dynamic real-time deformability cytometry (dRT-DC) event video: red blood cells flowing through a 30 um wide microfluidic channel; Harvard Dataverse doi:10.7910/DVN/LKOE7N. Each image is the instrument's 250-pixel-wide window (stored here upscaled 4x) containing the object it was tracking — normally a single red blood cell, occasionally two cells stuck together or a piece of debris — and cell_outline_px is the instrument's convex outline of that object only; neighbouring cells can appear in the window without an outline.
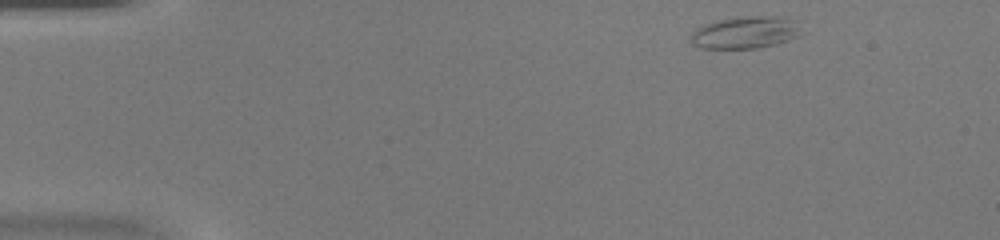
{"species": "common noctule bat (a hibernating species)", "species_latin": "Nyctalus noctula", "temperature_condition": "warm", "stored_images_in_passage": 41, "camera_frame_rate_fps": 3000, "um_per_image_px": 0.085, "animal": {"sex": "female", "body_mass_g": 20.0, "forearm_length_mm": 54.0}, "frame": {"image": 1, "passage_image": 1, "time_ms": 0.0, "image_size_px": [1000, 240], "cell_outline_px": [[808, 32], [800, 36], [776, 44], [760, 48], [700, 48], [692, 44], [692, 32], [696, 28], [704, 24], [736, 16], [780, 16], [800, 20]], "centroid_in_image_um": [63.52, 2.74], "position_along_channel_um": 21.5, "area_um2": 21.5}}
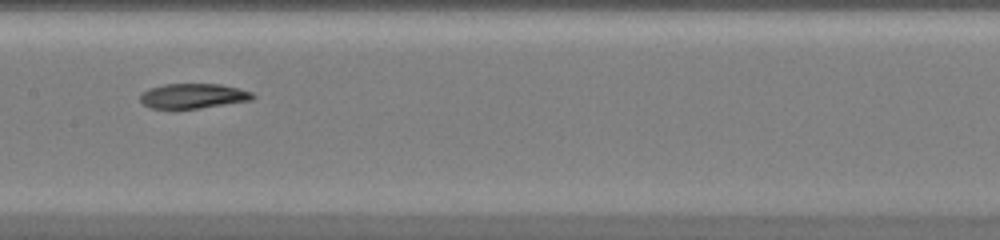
{"frame": {"image": 2, "passage_image": 19, "time_ms": 6.0, "image_size_px": [1000, 240], "cell_outline_px": [[256, 96], [252, 100], [200, 108], [152, 108], [144, 104], [140, 100], [140, 92], [148, 88], [164, 84], [220, 84], [252, 92]], "centroid_in_image_um": [16.4, 8.15], "position_along_channel_um": 191.0, "area_um2": 16.24}}
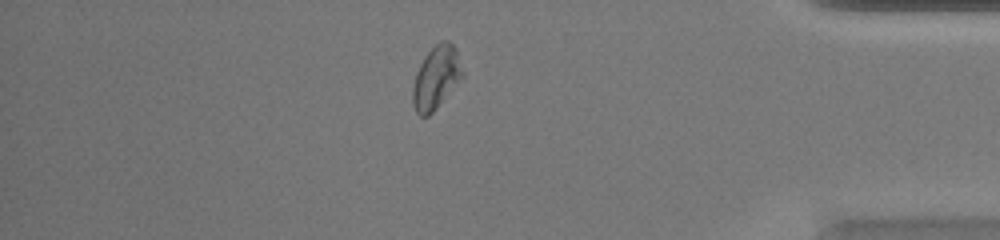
{"frame": {"image": 3, "passage_image": 35, "time_ms": 11.333, "image_size_px": [1000, 240], "cell_outline_px": [[464, 76], [436, 108], [428, 116], [420, 116], [416, 112], [412, 104], [412, 88], [416, 72], [424, 56], [440, 40], [448, 40], [456, 48], [464, 72]], "centroid_in_image_um": [37.07, 6.58], "position_along_channel_um": 398.1, "area_um2": 18.32}}